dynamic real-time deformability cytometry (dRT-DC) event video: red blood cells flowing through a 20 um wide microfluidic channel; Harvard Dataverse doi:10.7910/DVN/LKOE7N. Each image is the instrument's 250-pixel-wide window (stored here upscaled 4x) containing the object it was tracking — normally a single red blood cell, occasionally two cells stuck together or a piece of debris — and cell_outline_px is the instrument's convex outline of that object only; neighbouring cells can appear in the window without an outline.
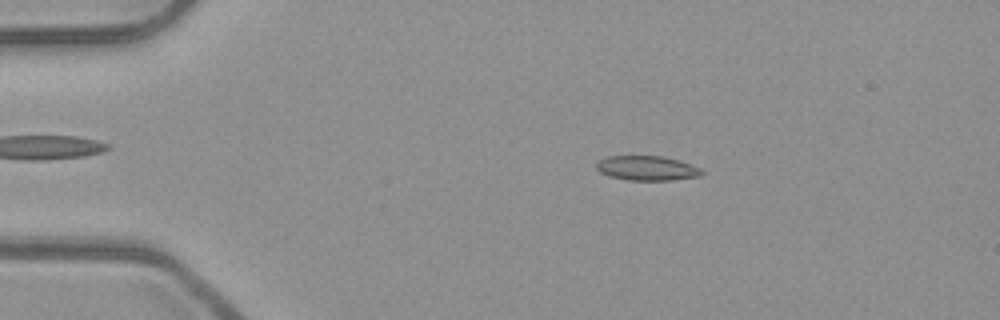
{"species": "common noctule bat (a hibernating species)", "species_latin": "Nyctalus noctula", "temperature_condition": "room temperature", "stored_images_in_passage": 51, "camera_frame_rate_fps": 3000, "um_per_image_px": 0.085, "animal": {"sex": "male", "body_mass_g": 23.1, "forearm_length_mm": 52.7}, "frame": {"image": 1, "passage_image": 9, "time_ms": 2.667, "image_size_px": [1000, 320], "cell_outline_px": [[704, 172], [700, 176], [672, 180], [628, 180], [608, 176], [600, 172], [596, 168], [596, 164], [600, 160], [608, 156], [660, 156], [680, 160], [700, 168]], "centroid_in_image_um": [54.99, 14.3], "position_along_channel_um": 30.0, "area_um2": 15.09}}
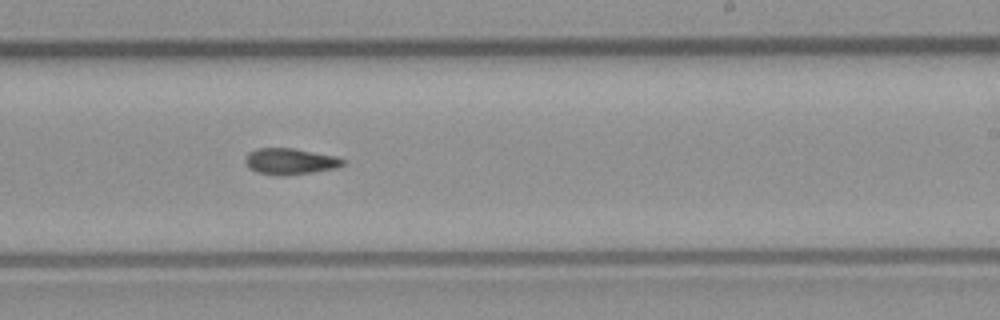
{"frame": {"image": 2, "passage_image": 31, "time_ms": 10.0, "image_size_px": [1000, 320], "cell_outline_px": [[344, 164], [336, 168], [312, 172], [284, 176], [256, 172], [248, 168], [244, 160], [248, 152], [256, 148], [292, 148], [336, 156], [344, 160]], "centroid_in_image_um": [24.62, 13.71], "position_along_channel_um": 264.4, "area_um2": 14.91}}
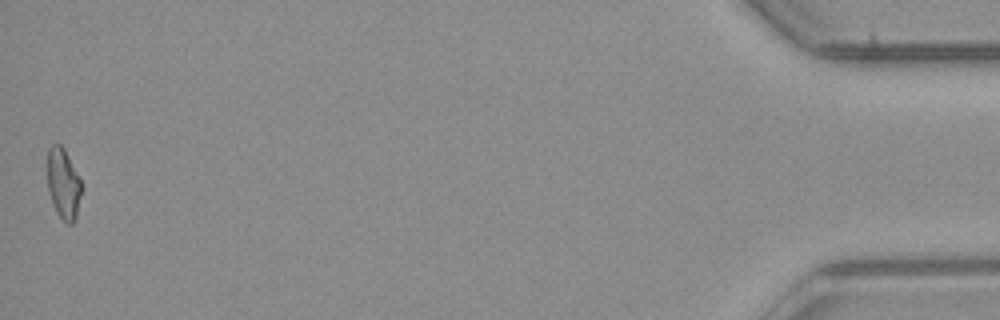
{"frame": {"image": 3, "passage_image": 51, "time_ms": 16.667, "image_size_px": [1000, 320], "cell_outline_px": [[84, 188], [76, 220], [72, 224], [68, 224], [56, 212], [48, 188], [48, 148], [52, 144], [60, 144], [64, 148]], "centroid_in_image_um": [5.43, 15.65], "position_along_channel_um": 429.8, "area_um2": 14.1}}